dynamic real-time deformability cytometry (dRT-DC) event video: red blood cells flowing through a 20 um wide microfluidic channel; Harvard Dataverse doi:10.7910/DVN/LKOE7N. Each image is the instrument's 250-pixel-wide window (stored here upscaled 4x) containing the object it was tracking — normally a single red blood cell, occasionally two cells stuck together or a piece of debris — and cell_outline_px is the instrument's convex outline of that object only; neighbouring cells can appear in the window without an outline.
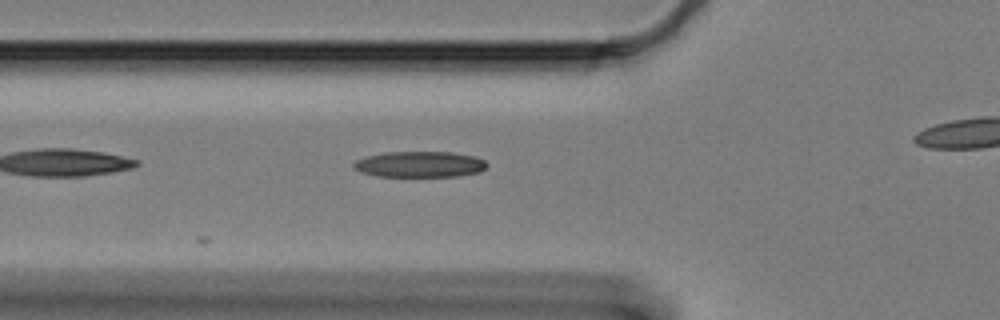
{"species": "Egyptian fruit bat (a non-hibernating species)", "species_latin": "Rousettus aegyptiacus", "temperature_condition": "cold", "stored_images_in_passage": 22, "camera_frame_rate_fps": 3000, "um_per_image_px": 0.085, "animal": {"sex": "female"}, "frame": {"image": 1, "passage_image": 22, "time_ms": 7.0, "image_size_px": [1000, 320], "cell_outline_px": [[488, 164], [480, 172], [456, 176], [376, 176], [360, 172], [352, 164], [356, 160], [368, 156], [384, 152], [452, 152], [472, 156], [484, 160]], "centroid_in_image_um": [35.67, 13.96], "position_along_channel_um": 90.1, "area_um2": 19.94}}